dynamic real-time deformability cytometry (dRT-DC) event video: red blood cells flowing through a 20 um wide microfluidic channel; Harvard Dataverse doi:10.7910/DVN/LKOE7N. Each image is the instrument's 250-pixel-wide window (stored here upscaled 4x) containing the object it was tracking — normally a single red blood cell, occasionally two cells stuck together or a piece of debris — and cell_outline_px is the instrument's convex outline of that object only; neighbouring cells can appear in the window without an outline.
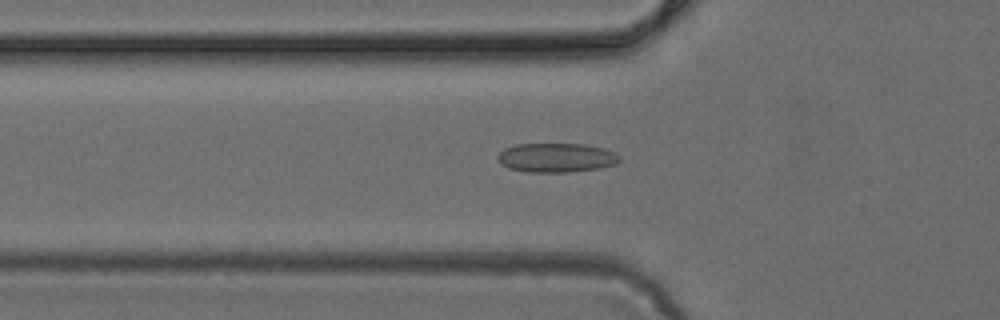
{"species": "common noctule bat (a hibernating species)", "species_latin": "Nyctalus noctula", "temperature_condition": "cold", "stored_images_in_passage": 49, "camera_frame_rate_fps": 3000, "um_per_image_px": 0.085, "animal": {"sex": "female", "body_mass_g": 24.6, "forearm_length_mm": 56.2}, "frame": {"image": 1, "passage_image": 17, "time_ms": 5.333, "image_size_px": [1000, 320], "cell_outline_px": [[620, 160], [616, 164], [600, 168], [568, 172], [528, 172], [508, 168], [500, 164], [496, 160], [496, 156], [504, 148], [516, 144], [584, 144], [604, 148], [616, 152], [620, 156]], "centroid_in_image_um": [47.27, 13.4], "position_along_channel_um": 78.5, "area_um2": 20.98}}
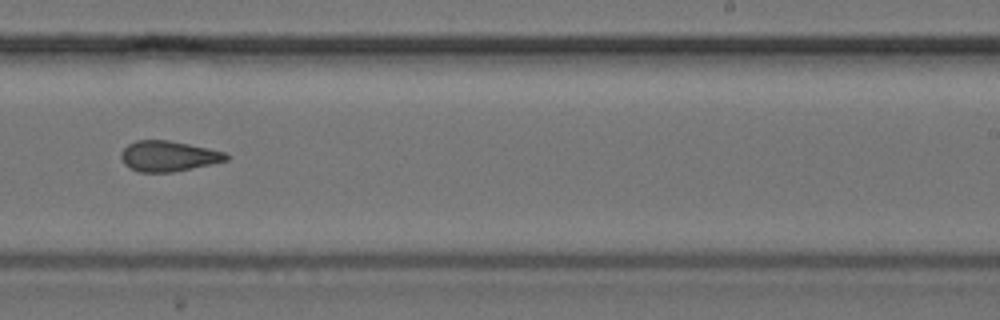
{"frame": {"image": 2, "passage_image": 31, "time_ms": 10.0, "image_size_px": [1000, 320], "cell_outline_px": [[228, 160], [172, 172], [140, 172], [124, 164], [120, 156], [120, 152], [128, 144], [136, 140], [168, 140], [228, 152]], "centroid_in_image_um": [14.3, 13.26], "position_along_channel_um": 274.7, "area_um2": 18.55}}
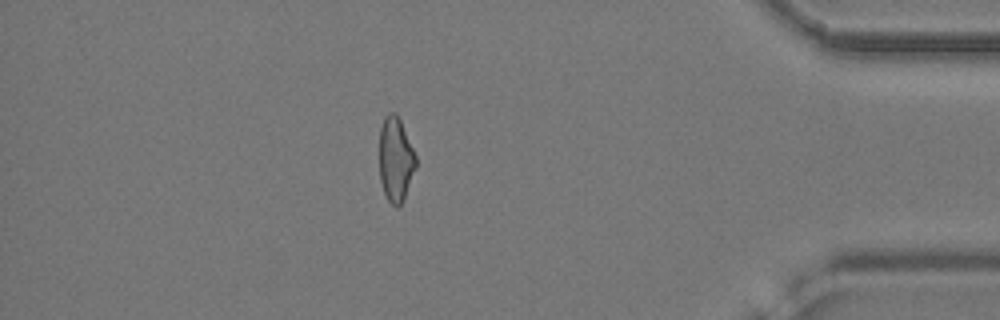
{"frame": {"image": 3, "passage_image": 43, "time_ms": 14.0, "image_size_px": [1000, 320], "cell_outline_px": [[416, 168], [404, 200], [396, 208], [388, 200], [384, 192], [380, 180], [380, 128], [384, 116], [388, 112], [396, 112], [400, 120], [416, 156]], "centroid_in_image_um": [33.63, 13.55], "position_along_channel_um": 401.6, "area_um2": 17.98}}